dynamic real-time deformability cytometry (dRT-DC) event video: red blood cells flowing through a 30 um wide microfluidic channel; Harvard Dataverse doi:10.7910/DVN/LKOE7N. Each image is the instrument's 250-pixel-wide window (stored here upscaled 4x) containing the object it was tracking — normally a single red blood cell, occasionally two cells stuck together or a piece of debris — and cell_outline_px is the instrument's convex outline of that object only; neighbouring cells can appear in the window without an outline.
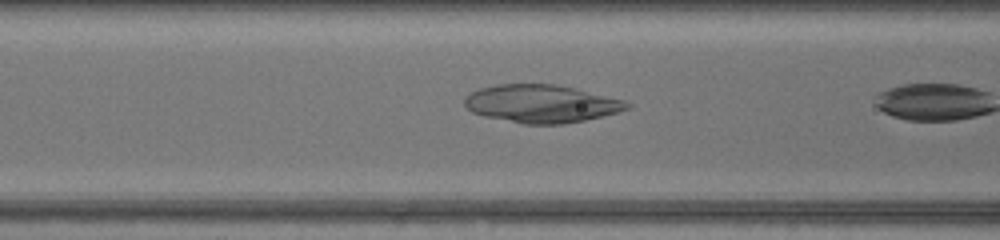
{"species": "common noctule bat (a hibernating species)", "species_latin": "Nyctalus noctula", "temperature_condition": "warm", "stored_images_in_passage": 8, "camera_frame_rate_fps": 3000, "um_per_image_px": 0.085, "animal": {"sex": "female", "body_mass_g": 17.0, "forearm_length_mm": 48.0}, "frame": {"image": 1, "passage_image": 7, "time_ms": 2.0, "image_size_px": [1000, 240], "cell_outline_px": [[632, 104], [628, 108], [620, 112], [584, 120], [564, 124], [524, 124], [484, 116], [472, 112], [464, 104], [464, 100], [472, 92], [480, 88], [496, 84], [556, 84], [624, 100]], "centroid_in_image_um": [46.02, 8.82], "position_along_channel_um": 120.6, "area_um2": 35.66}}